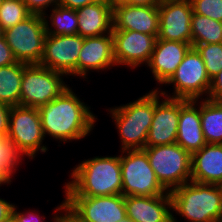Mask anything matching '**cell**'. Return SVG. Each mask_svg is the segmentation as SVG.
<instances>
[{
    "instance_id": "obj_19",
    "label": "cell",
    "mask_w": 222,
    "mask_h": 222,
    "mask_svg": "<svg viewBox=\"0 0 222 222\" xmlns=\"http://www.w3.org/2000/svg\"><path fill=\"white\" fill-rule=\"evenodd\" d=\"M127 216L134 222H172L169 191L157 196L124 197Z\"/></svg>"
},
{
    "instance_id": "obj_17",
    "label": "cell",
    "mask_w": 222,
    "mask_h": 222,
    "mask_svg": "<svg viewBox=\"0 0 222 222\" xmlns=\"http://www.w3.org/2000/svg\"><path fill=\"white\" fill-rule=\"evenodd\" d=\"M112 20V30H133L148 35L158 36V6L117 4L113 6Z\"/></svg>"
},
{
    "instance_id": "obj_26",
    "label": "cell",
    "mask_w": 222,
    "mask_h": 222,
    "mask_svg": "<svg viewBox=\"0 0 222 222\" xmlns=\"http://www.w3.org/2000/svg\"><path fill=\"white\" fill-rule=\"evenodd\" d=\"M192 45L222 43V22L192 14Z\"/></svg>"
},
{
    "instance_id": "obj_28",
    "label": "cell",
    "mask_w": 222,
    "mask_h": 222,
    "mask_svg": "<svg viewBox=\"0 0 222 222\" xmlns=\"http://www.w3.org/2000/svg\"><path fill=\"white\" fill-rule=\"evenodd\" d=\"M31 13L27 10L22 0H3L0 6V25L2 30L15 26L29 17Z\"/></svg>"
},
{
    "instance_id": "obj_5",
    "label": "cell",
    "mask_w": 222,
    "mask_h": 222,
    "mask_svg": "<svg viewBox=\"0 0 222 222\" xmlns=\"http://www.w3.org/2000/svg\"><path fill=\"white\" fill-rule=\"evenodd\" d=\"M157 180L171 191L191 181V153L177 143L145 147Z\"/></svg>"
},
{
    "instance_id": "obj_33",
    "label": "cell",
    "mask_w": 222,
    "mask_h": 222,
    "mask_svg": "<svg viewBox=\"0 0 222 222\" xmlns=\"http://www.w3.org/2000/svg\"><path fill=\"white\" fill-rule=\"evenodd\" d=\"M207 99L222 103V70L211 79Z\"/></svg>"
},
{
    "instance_id": "obj_27",
    "label": "cell",
    "mask_w": 222,
    "mask_h": 222,
    "mask_svg": "<svg viewBox=\"0 0 222 222\" xmlns=\"http://www.w3.org/2000/svg\"><path fill=\"white\" fill-rule=\"evenodd\" d=\"M23 154L7 136L0 137V186L11 184L17 166L22 165Z\"/></svg>"
},
{
    "instance_id": "obj_30",
    "label": "cell",
    "mask_w": 222,
    "mask_h": 222,
    "mask_svg": "<svg viewBox=\"0 0 222 222\" xmlns=\"http://www.w3.org/2000/svg\"><path fill=\"white\" fill-rule=\"evenodd\" d=\"M195 14L222 22V0H190Z\"/></svg>"
},
{
    "instance_id": "obj_16",
    "label": "cell",
    "mask_w": 222,
    "mask_h": 222,
    "mask_svg": "<svg viewBox=\"0 0 222 222\" xmlns=\"http://www.w3.org/2000/svg\"><path fill=\"white\" fill-rule=\"evenodd\" d=\"M115 66L112 33L83 37V46L77 63V77L88 79L86 76L89 71L100 72Z\"/></svg>"
},
{
    "instance_id": "obj_29",
    "label": "cell",
    "mask_w": 222,
    "mask_h": 222,
    "mask_svg": "<svg viewBox=\"0 0 222 222\" xmlns=\"http://www.w3.org/2000/svg\"><path fill=\"white\" fill-rule=\"evenodd\" d=\"M204 61L207 74L212 79L222 70V43L192 45Z\"/></svg>"
},
{
    "instance_id": "obj_8",
    "label": "cell",
    "mask_w": 222,
    "mask_h": 222,
    "mask_svg": "<svg viewBox=\"0 0 222 222\" xmlns=\"http://www.w3.org/2000/svg\"><path fill=\"white\" fill-rule=\"evenodd\" d=\"M46 26L42 15L31 14L13 27L3 30V36L17 62L39 64L44 53Z\"/></svg>"
},
{
    "instance_id": "obj_4",
    "label": "cell",
    "mask_w": 222,
    "mask_h": 222,
    "mask_svg": "<svg viewBox=\"0 0 222 222\" xmlns=\"http://www.w3.org/2000/svg\"><path fill=\"white\" fill-rule=\"evenodd\" d=\"M155 107V89L135 101L107 109L119 132L121 151L144 149Z\"/></svg>"
},
{
    "instance_id": "obj_20",
    "label": "cell",
    "mask_w": 222,
    "mask_h": 222,
    "mask_svg": "<svg viewBox=\"0 0 222 222\" xmlns=\"http://www.w3.org/2000/svg\"><path fill=\"white\" fill-rule=\"evenodd\" d=\"M199 101L180 99L176 143L191 154L207 144L202 132Z\"/></svg>"
},
{
    "instance_id": "obj_42",
    "label": "cell",
    "mask_w": 222,
    "mask_h": 222,
    "mask_svg": "<svg viewBox=\"0 0 222 222\" xmlns=\"http://www.w3.org/2000/svg\"><path fill=\"white\" fill-rule=\"evenodd\" d=\"M120 222H134L133 220H131L128 216L125 217L123 220H121Z\"/></svg>"
},
{
    "instance_id": "obj_37",
    "label": "cell",
    "mask_w": 222,
    "mask_h": 222,
    "mask_svg": "<svg viewBox=\"0 0 222 222\" xmlns=\"http://www.w3.org/2000/svg\"><path fill=\"white\" fill-rule=\"evenodd\" d=\"M15 204L0 198V222L8 219L12 215V210Z\"/></svg>"
},
{
    "instance_id": "obj_22",
    "label": "cell",
    "mask_w": 222,
    "mask_h": 222,
    "mask_svg": "<svg viewBox=\"0 0 222 222\" xmlns=\"http://www.w3.org/2000/svg\"><path fill=\"white\" fill-rule=\"evenodd\" d=\"M78 14V31L81 37L101 36L112 33L113 7L108 0L83 6L76 10Z\"/></svg>"
},
{
    "instance_id": "obj_40",
    "label": "cell",
    "mask_w": 222,
    "mask_h": 222,
    "mask_svg": "<svg viewBox=\"0 0 222 222\" xmlns=\"http://www.w3.org/2000/svg\"><path fill=\"white\" fill-rule=\"evenodd\" d=\"M108 1L110 5L113 7L114 5L123 3L125 0H108Z\"/></svg>"
},
{
    "instance_id": "obj_38",
    "label": "cell",
    "mask_w": 222,
    "mask_h": 222,
    "mask_svg": "<svg viewBox=\"0 0 222 222\" xmlns=\"http://www.w3.org/2000/svg\"><path fill=\"white\" fill-rule=\"evenodd\" d=\"M163 0H125L123 4L133 6H158Z\"/></svg>"
},
{
    "instance_id": "obj_36",
    "label": "cell",
    "mask_w": 222,
    "mask_h": 222,
    "mask_svg": "<svg viewBox=\"0 0 222 222\" xmlns=\"http://www.w3.org/2000/svg\"><path fill=\"white\" fill-rule=\"evenodd\" d=\"M99 1L101 0H60L59 5L66 8H71L73 10H77L83 6L90 5Z\"/></svg>"
},
{
    "instance_id": "obj_41",
    "label": "cell",
    "mask_w": 222,
    "mask_h": 222,
    "mask_svg": "<svg viewBox=\"0 0 222 222\" xmlns=\"http://www.w3.org/2000/svg\"><path fill=\"white\" fill-rule=\"evenodd\" d=\"M3 222H17L13 215H11L8 219L4 220Z\"/></svg>"
},
{
    "instance_id": "obj_34",
    "label": "cell",
    "mask_w": 222,
    "mask_h": 222,
    "mask_svg": "<svg viewBox=\"0 0 222 222\" xmlns=\"http://www.w3.org/2000/svg\"><path fill=\"white\" fill-rule=\"evenodd\" d=\"M17 60L8 46L4 36L0 37V67L16 63Z\"/></svg>"
},
{
    "instance_id": "obj_3",
    "label": "cell",
    "mask_w": 222,
    "mask_h": 222,
    "mask_svg": "<svg viewBox=\"0 0 222 222\" xmlns=\"http://www.w3.org/2000/svg\"><path fill=\"white\" fill-rule=\"evenodd\" d=\"M172 222L176 215L188 222H222V185L189 181L169 192Z\"/></svg>"
},
{
    "instance_id": "obj_10",
    "label": "cell",
    "mask_w": 222,
    "mask_h": 222,
    "mask_svg": "<svg viewBox=\"0 0 222 222\" xmlns=\"http://www.w3.org/2000/svg\"><path fill=\"white\" fill-rule=\"evenodd\" d=\"M7 137L28 159H35L37 153H46L44 136L38 108L17 105L10 108Z\"/></svg>"
},
{
    "instance_id": "obj_35",
    "label": "cell",
    "mask_w": 222,
    "mask_h": 222,
    "mask_svg": "<svg viewBox=\"0 0 222 222\" xmlns=\"http://www.w3.org/2000/svg\"><path fill=\"white\" fill-rule=\"evenodd\" d=\"M10 108L11 107L0 103V137L7 136Z\"/></svg>"
},
{
    "instance_id": "obj_39",
    "label": "cell",
    "mask_w": 222,
    "mask_h": 222,
    "mask_svg": "<svg viewBox=\"0 0 222 222\" xmlns=\"http://www.w3.org/2000/svg\"><path fill=\"white\" fill-rule=\"evenodd\" d=\"M65 212V213H64ZM59 222H81L66 207L61 212Z\"/></svg>"
},
{
    "instance_id": "obj_24",
    "label": "cell",
    "mask_w": 222,
    "mask_h": 222,
    "mask_svg": "<svg viewBox=\"0 0 222 222\" xmlns=\"http://www.w3.org/2000/svg\"><path fill=\"white\" fill-rule=\"evenodd\" d=\"M200 117L207 144H222V103L200 99Z\"/></svg>"
},
{
    "instance_id": "obj_14",
    "label": "cell",
    "mask_w": 222,
    "mask_h": 222,
    "mask_svg": "<svg viewBox=\"0 0 222 222\" xmlns=\"http://www.w3.org/2000/svg\"><path fill=\"white\" fill-rule=\"evenodd\" d=\"M159 32L157 39L192 44L190 0H163L158 5Z\"/></svg>"
},
{
    "instance_id": "obj_15",
    "label": "cell",
    "mask_w": 222,
    "mask_h": 222,
    "mask_svg": "<svg viewBox=\"0 0 222 222\" xmlns=\"http://www.w3.org/2000/svg\"><path fill=\"white\" fill-rule=\"evenodd\" d=\"M179 115L180 99L166 97L155 89L154 115L146 147L176 143Z\"/></svg>"
},
{
    "instance_id": "obj_11",
    "label": "cell",
    "mask_w": 222,
    "mask_h": 222,
    "mask_svg": "<svg viewBox=\"0 0 222 222\" xmlns=\"http://www.w3.org/2000/svg\"><path fill=\"white\" fill-rule=\"evenodd\" d=\"M65 207L81 222H120L127 217L124 196H65Z\"/></svg>"
},
{
    "instance_id": "obj_12",
    "label": "cell",
    "mask_w": 222,
    "mask_h": 222,
    "mask_svg": "<svg viewBox=\"0 0 222 222\" xmlns=\"http://www.w3.org/2000/svg\"><path fill=\"white\" fill-rule=\"evenodd\" d=\"M83 46V37L76 35L54 36L47 34L40 66L76 77L77 63Z\"/></svg>"
},
{
    "instance_id": "obj_18",
    "label": "cell",
    "mask_w": 222,
    "mask_h": 222,
    "mask_svg": "<svg viewBox=\"0 0 222 222\" xmlns=\"http://www.w3.org/2000/svg\"><path fill=\"white\" fill-rule=\"evenodd\" d=\"M192 44L157 39L150 58L148 67L153 74V79L160 86L165 84L176 72L177 67L184 59Z\"/></svg>"
},
{
    "instance_id": "obj_7",
    "label": "cell",
    "mask_w": 222,
    "mask_h": 222,
    "mask_svg": "<svg viewBox=\"0 0 222 222\" xmlns=\"http://www.w3.org/2000/svg\"><path fill=\"white\" fill-rule=\"evenodd\" d=\"M166 85H173V95L168 94V91H162L161 86L156 89L161 90L160 92L169 98L187 100L207 98L211 79L207 74L203 59L195 48L192 47L187 52L176 72L164 84Z\"/></svg>"
},
{
    "instance_id": "obj_6",
    "label": "cell",
    "mask_w": 222,
    "mask_h": 222,
    "mask_svg": "<svg viewBox=\"0 0 222 222\" xmlns=\"http://www.w3.org/2000/svg\"><path fill=\"white\" fill-rule=\"evenodd\" d=\"M120 152L124 197L157 196L168 192L157 180L147 153L143 149L120 150Z\"/></svg>"
},
{
    "instance_id": "obj_31",
    "label": "cell",
    "mask_w": 222,
    "mask_h": 222,
    "mask_svg": "<svg viewBox=\"0 0 222 222\" xmlns=\"http://www.w3.org/2000/svg\"><path fill=\"white\" fill-rule=\"evenodd\" d=\"M64 207H65V200H63L62 203L54 209L56 213L53 214L54 215V217L52 218L53 222H59L61 212L63 211ZM17 209H18L17 205L16 206L14 205L13 210H12V215L14 216L17 222H44L45 221L44 220L45 216H42L37 210L33 211L31 209V211L28 210V211L22 212V211H17ZM58 211H60V213Z\"/></svg>"
},
{
    "instance_id": "obj_9",
    "label": "cell",
    "mask_w": 222,
    "mask_h": 222,
    "mask_svg": "<svg viewBox=\"0 0 222 222\" xmlns=\"http://www.w3.org/2000/svg\"><path fill=\"white\" fill-rule=\"evenodd\" d=\"M63 76L39 64L27 65L22 75L20 105L39 108L57 98L69 87Z\"/></svg>"
},
{
    "instance_id": "obj_43",
    "label": "cell",
    "mask_w": 222,
    "mask_h": 222,
    "mask_svg": "<svg viewBox=\"0 0 222 222\" xmlns=\"http://www.w3.org/2000/svg\"><path fill=\"white\" fill-rule=\"evenodd\" d=\"M2 36H3V30H2L1 25H0V37H2Z\"/></svg>"
},
{
    "instance_id": "obj_13",
    "label": "cell",
    "mask_w": 222,
    "mask_h": 222,
    "mask_svg": "<svg viewBox=\"0 0 222 222\" xmlns=\"http://www.w3.org/2000/svg\"><path fill=\"white\" fill-rule=\"evenodd\" d=\"M116 66L135 69L149 63L157 36L133 30H112Z\"/></svg>"
},
{
    "instance_id": "obj_1",
    "label": "cell",
    "mask_w": 222,
    "mask_h": 222,
    "mask_svg": "<svg viewBox=\"0 0 222 222\" xmlns=\"http://www.w3.org/2000/svg\"><path fill=\"white\" fill-rule=\"evenodd\" d=\"M90 109L69 86L57 98L38 108L44 136L65 144L85 138L97 122Z\"/></svg>"
},
{
    "instance_id": "obj_32",
    "label": "cell",
    "mask_w": 222,
    "mask_h": 222,
    "mask_svg": "<svg viewBox=\"0 0 222 222\" xmlns=\"http://www.w3.org/2000/svg\"><path fill=\"white\" fill-rule=\"evenodd\" d=\"M60 0H22V2L26 5L27 10L31 14H37L44 16L48 7L52 9L59 5Z\"/></svg>"
},
{
    "instance_id": "obj_23",
    "label": "cell",
    "mask_w": 222,
    "mask_h": 222,
    "mask_svg": "<svg viewBox=\"0 0 222 222\" xmlns=\"http://www.w3.org/2000/svg\"><path fill=\"white\" fill-rule=\"evenodd\" d=\"M27 65L16 62L0 67V103L9 107L20 105L22 75Z\"/></svg>"
},
{
    "instance_id": "obj_2",
    "label": "cell",
    "mask_w": 222,
    "mask_h": 222,
    "mask_svg": "<svg viewBox=\"0 0 222 222\" xmlns=\"http://www.w3.org/2000/svg\"><path fill=\"white\" fill-rule=\"evenodd\" d=\"M70 174L71 181L64 184L65 196L122 194L120 155L85 159Z\"/></svg>"
},
{
    "instance_id": "obj_21",
    "label": "cell",
    "mask_w": 222,
    "mask_h": 222,
    "mask_svg": "<svg viewBox=\"0 0 222 222\" xmlns=\"http://www.w3.org/2000/svg\"><path fill=\"white\" fill-rule=\"evenodd\" d=\"M191 181L222 185V144H206L191 154Z\"/></svg>"
},
{
    "instance_id": "obj_25",
    "label": "cell",
    "mask_w": 222,
    "mask_h": 222,
    "mask_svg": "<svg viewBox=\"0 0 222 222\" xmlns=\"http://www.w3.org/2000/svg\"><path fill=\"white\" fill-rule=\"evenodd\" d=\"M50 11L52 13L49 16L47 13L43 16L47 34L54 36L77 34L78 14L76 10L57 5Z\"/></svg>"
}]
</instances>
